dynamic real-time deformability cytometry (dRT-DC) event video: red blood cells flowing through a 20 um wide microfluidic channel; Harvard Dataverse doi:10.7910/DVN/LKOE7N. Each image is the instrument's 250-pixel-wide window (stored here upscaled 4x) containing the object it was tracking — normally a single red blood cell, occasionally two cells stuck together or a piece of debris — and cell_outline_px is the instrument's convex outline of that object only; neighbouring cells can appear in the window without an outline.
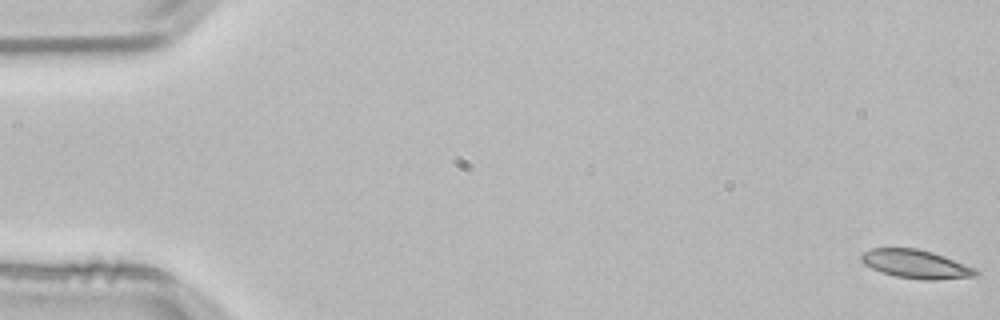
{"species": "common noctule bat (a hibernating species)", "species_latin": "Nyctalus noctula", "temperature_condition": "room temperature", "stored_images_in_passage": 54, "camera_frame_rate_fps": 3000, "um_per_image_px": 0.085, "animal": {"sex": "male", "body_mass_g": 21.5, "forearm_length_mm": 52.0}, "frame": {"image": 1, "passage_image": 1, "time_ms": 0.0, "image_size_px": [1000, 320], "cell_outline_px": [[980, 272], [976, 276], [936, 280], [924, 280], [896, 276], [880, 272], [864, 264], [860, 260], [860, 256], [864, 252], [872, 248], [916, 248], [932, 252], [944, 256], [976, 268]], "centroid_in_image_um": [77.86, 22.45], "position_along_channel_um": 7.1, "area_um2": 19.07}}
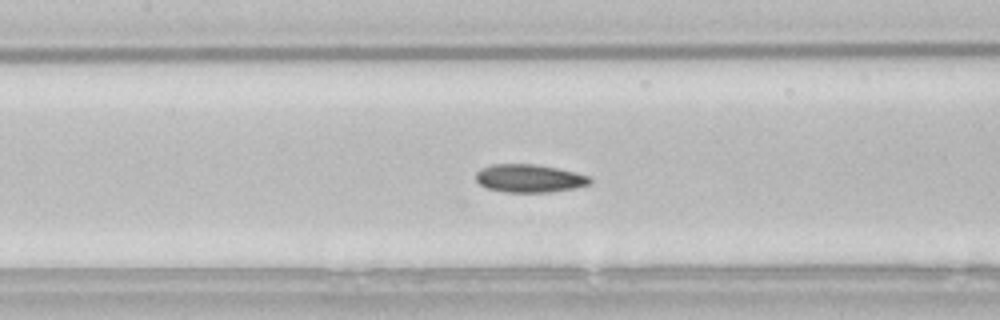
{"frame": {"image": 2, "passage_image": 25, "time_ms": 8.0, "image_size_px": [1000, 320], "cell_outline_px": [[592, 184], [576, 188], [548, 192], [504, 192], [488, 188], [480, 184], [476, 180], [476, 172], [480, 168], [492, 164], [536, 164], [576, 172], [588, 176], [592, 180]], "centroid_in_image_um": [45.01, 15.16], "position_along_channel_um": 162.4, "area_um2": 18.73}}
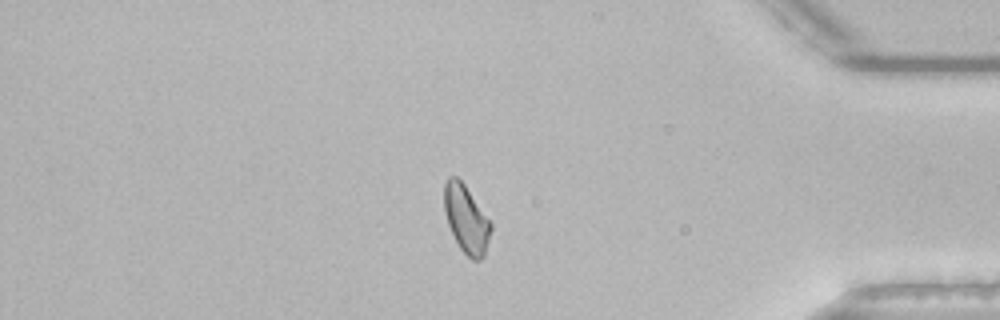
{"frame": {"image": 3, "passage_image": 46, "time_ms": 15.0, "image_size_px": [1000, 320], "cell_outline_px": [[492, 228], [484, 256], [480, 260], [472, 260], [460, 248], [448, 224], [444, 212], [444, 184], [448, 176], [456, 176], [464, 184], [492, 224]], "centroid_in_image_um": [39.62, 18.62], "position_along_channel_um": 395.6, "area_um2": 18.21}, "authors_computed_cell_mechanics": {"area_um2": 18.6694, "velocity_mm_per_s": 3.7977, "shape_relaxation_time_tau1_ms": 6.7132, "shape_relaxation_time_tau2_ms": 4.5171, "deformation_change_tau1": 0.1367, "deformation_change_tau2": 0.0847}}